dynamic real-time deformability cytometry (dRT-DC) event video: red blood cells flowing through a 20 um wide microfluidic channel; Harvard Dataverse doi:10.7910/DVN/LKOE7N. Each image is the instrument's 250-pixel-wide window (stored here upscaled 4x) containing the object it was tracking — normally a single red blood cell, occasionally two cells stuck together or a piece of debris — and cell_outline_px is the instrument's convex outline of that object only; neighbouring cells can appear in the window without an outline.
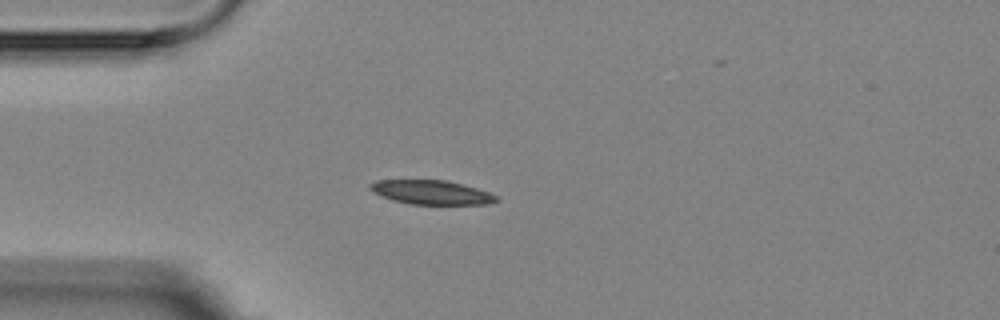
{"species": "Egyptian fruit bat (a non-hibernating species)", "species_latin": "Rousettus aegyptiacus", "temperature_condition": "room temperature", "stored_images_in_passage": 4, "camera_frame_rate_fps": 3000, "um_per_image_px": 0.085, "animal": {"sex": "female"}, "frame": {"image": 1, "passage_image": 2, "time_ms": 1.0, "image_size_px": [1000, 320], "cell_outline_px": [[500, 200], [488, 204], [408, 204], [392, 200], [372, 192], [368, 188], [368, 184], [376, 180], [448, 180], [464, 184], [488, 192], [496, 196]], "centroid_in_image_um": [36.63, 16.34], "position_along_channel_um": 48.4, "area_um2": 17.86}}
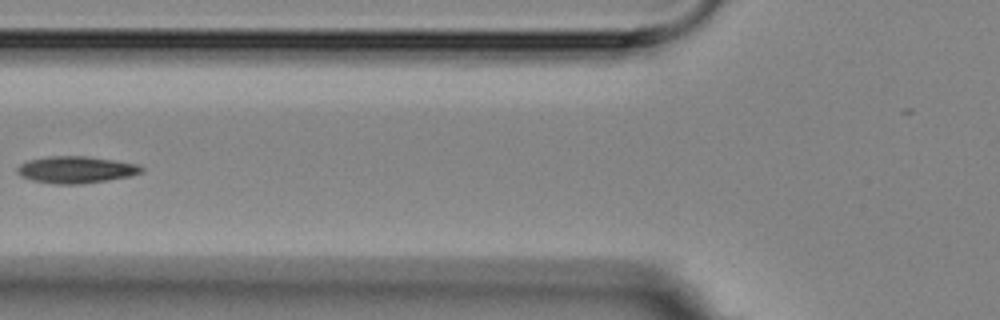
{"frame": {"image": 2, "passage_image": 4, "time_ms": 3.333, "image_size_px": [1000, 320], "cell_outline_px": [[144, 172], [128, 176], [108, 180], [80, 184], [56, 184], [32, 180], [20, 176], [16, 172], [16, 168], [20, 164], [28, 160], [48, 156], [84, 156], [112, 160], [136, 164], [144, 168]], "centroid_in_image_um": [6.42, 14.42], "position_along_channel_um": 119.4, "area_um2": 19.36}}